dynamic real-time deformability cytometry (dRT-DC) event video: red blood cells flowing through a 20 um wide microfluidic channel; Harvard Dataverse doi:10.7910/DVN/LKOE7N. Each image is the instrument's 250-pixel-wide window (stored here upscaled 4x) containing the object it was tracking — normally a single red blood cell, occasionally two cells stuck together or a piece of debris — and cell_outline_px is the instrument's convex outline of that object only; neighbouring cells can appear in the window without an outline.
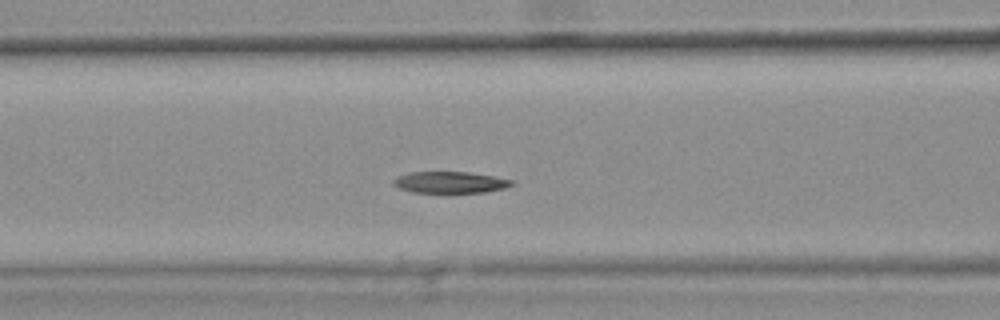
{"species": "common noctule bat (a hibernating species)", "species_latin": "Nyctalus noctula", "temperature_condition": "warm", "stored_images_in_passage": 42, "camera_frame_rate_fps": 3000, "um_per_image_px": 0.085, "animal": {"sex": "female", "body_mass_g": 25.1}, "frame": {"image": 1, "passage_image": 19, "time_ms": 6.0, "image_size_px": [1000, 320], "cell_outline_px": [[516, 184], [508, 188], [484, 192], [412, 192], [400, 188], [392, 184], [392, 180], [400, 176], [412, 172], [468, 172], [496, 176], [516, 180]], "centroid_in_image_um": [38.38, 15.49], "position_along_channel_um": 128.2, "area_um2": 14.91}, "authors_computed_cell_mechanics": {"area_um2": 16.1262, "velocity_mm_per_s": 3.7795, "shape_relaxation_time_tau1_ms": null, "shape_relaxation_time_tau2_ms": 5.6966, "deformation_change_tau1": null, "deformation_change_tau2": 0.0964}}